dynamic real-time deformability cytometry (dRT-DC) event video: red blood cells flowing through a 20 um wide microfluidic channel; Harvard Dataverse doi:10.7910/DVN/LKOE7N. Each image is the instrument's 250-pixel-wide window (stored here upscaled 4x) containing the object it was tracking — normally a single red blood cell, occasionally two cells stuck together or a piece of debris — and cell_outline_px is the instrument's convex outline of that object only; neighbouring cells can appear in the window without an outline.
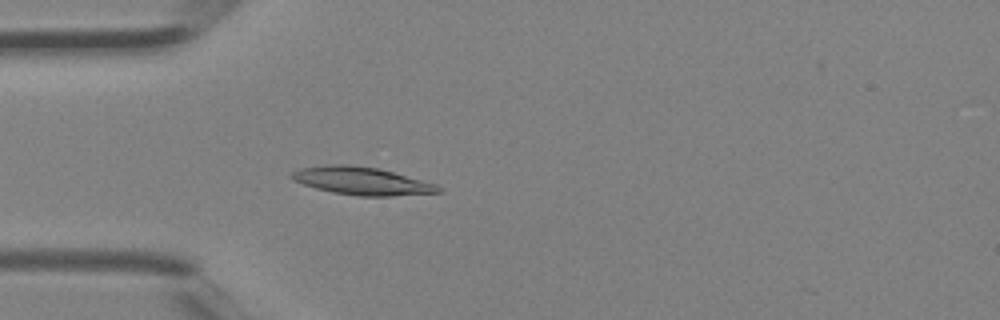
{"species": "Egyptian fruit bat (a non-hibernating species)", "species_latin": "Rousettus aegyptiacus", "temperature_condition": "room temperature", "stored_images_in_passage": 3, "camera_frame_rate_fps": 3000, "um_per_image_px": 0.085, "animal": {"sex": "female"}, "frame": {"image": 1, "passage_image": 3, "time_ms": 0.667, "image_size_px": [1000, 320], "cell_outline_px": [[440, 192], [392, 196], [356, 196], [332, 192], [316, 188], [292, 180], [288, 176], [292, 172], [300, 168], [324, 164], [348, 164], [380, 168], [436, 184], [440, 188]], "centroid_in_image_um": [30.7, 15.37], "position_along_channel_um": 54.3, "area_um2": 23.87}}